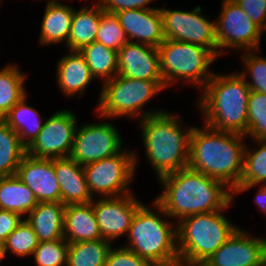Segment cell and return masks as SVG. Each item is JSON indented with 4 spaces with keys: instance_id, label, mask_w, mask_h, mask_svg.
Returning <instances> with one entry per match:
<instances>
[{
    "instance_id": "cell-33",
    "label": "cell",
    "mask_w": 266,
    "mask_h": 266,
    "mask_svg": "<svg viewBox=\"0 0 266 266\" xmlns=\"http://www.w3.org/2000/svg\"><path fill=\"white\" fill-rule=\"evenodd\" d=\"M96 42L117 52L128 42L125 31L115 14L106 13L105 11L102 13Z\"/></svg>"
},
{
    "instance_id": "cell-41",
    "label": "cell",
    "mask_w": 266,
    "mask_h": 266,
    "mask_svg": "<svg viewBox=\"0 0 266 266\" xmlns=\"http://www.w3.org/2000/svg\"><path fill=\"white\" fill-rule=\"evenodd\" d=\"M255 202L262 209L263 212H266V185L261 186L260 190L257 191Z\"/></svg>"
},
{
    "instance_id": "cell-4",
    "label": "cell",
    "mask_w": 266,
    "mask_h": 266,
    "mask_svg": "<svg viewBox=\"0 0 266 266\" xmlns=\"http://www.w3.org/2000/svg\"><path fill=\"white\" fill-rule=\"evenodd\" d=\"M142 114L145 150L157 176L160 178L188 167L192 127L182 131L178 117L167 112L148 111Z\"/></svg>"
},
{
    "instance_id": "cell-8",
    "label": "cell",
    "mask_w": 266,
    "mask_h": 266,
    "mask_svg": "<svg viewBox=\"0 0 266 266\" xmlns=\"http://www.w3.org/2000/svg\"><path fill=\"white\" fill-rule=\"evenodd\" d=\"M164 81L132 79L116 75L104 81L98 112L101 116H135L151 97L165 89Z\"/></svg>"
},
{
    "instance_id": "cell-18",
    "label": "cell",
    "mask_w": 266,
    "mask_h": 266,
    "mask_svg": "<svg viewBox=\"0 0 266 266\" xmlns=\"http://www.w3.org/2000/svg\"><path fill=\"white\" fill-rule=\"evenodd\" d=\"M114 14L128 41L137 38L139 43L158 47L165 40L160 9L150 7V9L123 10Z\"/></svg>"
},
{
    "instance_id": "cell-14",
    "label": "cell",
    "mask_w": 266,
    "mask_h": 266,
    "mask_svg": "<svg viewBox=\"0 0 266 266\" xmlns=\"http://www.w3.org/2000/svg\"><path fill=\"white\" fill-rule=\"evenodd\" d=\"M92 201L93 210L104 240L111 241L128 233L137 210L143 205L131 194Z\"/></svg>"
},
{
    "instance_id": "cell-31",
    "label": "cell",
    "mask_w": 266,
    "mask_h": 266,
    "mask_svg": "<svg viewBox=\"0 0 266 266\" xmlns=\"http://www.w3.org/2000/svg\"><path fill=\"white\" fill-rule=\"evenodd\" d=\"M257 141L261 143L258 151L253 153L245 147L241 180L233 194L248 190L259 183L266 184V140Z\"/></svg>"
},
{
    "instance_id": "cell-5",
    "label": "cell",
    "mask_w": 266,
    "mask_h": 266,
    "mask_svg": "<svg viewBox=\"0 0 266 266\" xmlns=\"http://www.w3.org/2000/svg\"><path fill=\"white\" fill-rule=\"evenodd\" d=\"M220 211L199 213L181 219L177 228V248L181 264L205 263L235 232Z\"/></svg>"
},
{
    "instance_id": "cell-34",
    "label": "cell",
    "mask_w": 266,
    "mask_h": 266,
    "mask_svg": "<svg viewBox=\"0 0 266 266\" xmlns=\"http://www.w3.org/2000/svg\"><path fill=\"white\" fill-rule=\"evenodd\" d=\"M5 249L15 255H33L34 250L39 245V240L32 226L25 219L7 237L4 242Z\"/></svg>"
},
{
    "instance_id": "cell-43",
    "label": "cell",
    "mask_w": 266,
    "mask_h": 266,
    "mask_svg": "<svg viewBox=\"0 0 266 266\" xmlns=\"http://www.w3.org/2000/svg\"><path fill=\"white\" fill-rule=\"evenodd\" d=\"M171 266H186V265L185 264L178 263V264L171 265ZM187 266H192V265H187Z\"/></svg>"
},
{
    "instance_id": "cell-6",
    "label": "cell",
    "mask_w": 266,
    "mask_h": 266,
    "mask_svg": "<svg viewBox=\"0 0 266 266\" xmlns=\"http://www.w3.org/2000/svg\"><path fill=\"white\" fill-rule=\"evenodd\" d=\"M142 205L129 228V244L125 248L148 260L153 266L180 263L177 248V229Z\"/></svg>"
},
{
    "instance_id": "cell-29",
    "label": "cell",
    "mask_w": 266,
    "mask_h": 266,
    "mask_svg": "<svg viewBox=\"0 0 266 266\" xmlns=\"http://www.w3.org/2000/svg\"><path fill=\"white\" fill-rule=\"evenodd\" d=\"M79 52L84 56L93 77H105V81H109L118 75L117 51L95 41ZM112 73L115 75L111 76Z\"/></svg>"
},
{
    "instance_id": "cell-17",
    "label": "cell",
    "mask_w": 266,
    "mask_h": 266,
    "mask_svg": "<svg viewBox=\"0 0 266 266\" xmlns=\"http://www.w3.org/2000/svg\"><path fill=\"white\" fill-rule=\"evenodd\" d=\"M16 175L33 191L38 202H61L54 159L36 158L26 154L17 168Z\"/></svg>"
},
{
    "instance_id": "cell-25",
    "label": "cell",
    "mask_w": 266,
    "mask_h": 266,
    "mask_svg": "<svg viewBox=\"0 0 266 266\" xmlns=\"http://www.w3.org/2000/svg\"><path fill=\"white\" fill-rule=\"evenodd\" d=\"M74 10L59 2H48L41 25V44L68 43Z\"/></svg>"
},
{
    "instance_id": "cell-23",
    "label": "cell",
    "mask_w": 266,
    "mask_h": 266,
    "mask_svg": "<svg viewBox=\"0 0 266 266\" xmlns=\"http://www.w3.org/2000/svg\"><path fill=\"white\" fill-rule=\"evenodd\" d=\"M103 12L101 3L93 8L83 7L79 11L74 10L67 43L69 51H79L96 41Z\"/></svg>"
},
{
    "instance_id": "cell-26",
    "label": "cell",
    "mask_w": 266,
    "mask_h": 266,
    "mask_svg": "<svg viewBox=\"0 0 266 266\" xmlns=\"http://www.w3.org/2000/svg\"><path fill=\"white\" fill-rule=\"evenodd\" d=\"M38 115L34 108L26 104L24 96L5 116L4 122L18 134L26 148L34 142L43 129L44 124H41Z\"/></svg>"
},
{
    "instance_id": "cell-21",
    "label": "cell",
    "mask_w": 266,
    "mask_h": 266,
    "mask_svg": "<svg viewBox=\"0 0 266 266\" xmlns=\"http://www.w3.org/2000/svg\"><path fill=\"white\" fill-rule=\"evenodd\" d=\"M64 211L62 202H39L25 221L32 226L39 242L64 239Z\"/></svg>"
},
{
    "instance_id": "cell-30",
    "label": "cell",
    "mask_w": 266,
    "mask_h": 266,
    "mask_svg": "<svg viewBox=\"0 0 266 266\" xmlns=\"http://www.w3.org/2000/svg\"><path fill=\"white\" fill-rule=\"evenodd\" d=\"M25 75L14 65L6 66L0 71V122L6 114L24 97Z\"/></svg>"
},
{
    "instance_id": "cell-36",
    "label": "cell",
    "mask_w": 266,
    "mask_h": 266,
    "mask_svg": "<svg viewBox=\"0 0 266 266\" xmlns=\"http://www.w3.org/2000/svg\"><path fill=\"white\" fill-rule=\"evenodd\" d=\"M245 67L249 70L252 82L246 81L252 91L266 94V58L255 56L252 52L243 55Z\"/></svg>"
},
{
    "instance_id": "cell-24",
    "label": "cell",
    "mask_w": 266,
    "mask_h": 266,
    "mask_svg": "<svg viewBox=\"0 0 266 266\" xmlns=\"http://www.w3.org/2000/svg\"><path fill=\"white\" fill-rule=\"evenodd\" d=\"M33 191L14 174L0 177V209L19 214L30 213L38 204Z\"/></svg>"
},
{
    "instance_id": "cell-10",
    "label": "cell",
    "mask_w": 266,
    "mask_h": 266,
    "mask_svg": "<svg viewBox=\"0 0 266 266\" xmlns=\"http://www.w3.org/2000/svg\"><path fill=\"white\" fill-rule=\"evenodd\" d=\"M160 11L165 39L189 42L210 49L217 57L222 55L223 52L217 51L215 24L200 15L199 6L192 12L168 9Z\"/></svg>"
},
{
    "instance_id": "cell-42",
    "label": "cell",
    "mask_w": 266,
    "mask_h": 266,
    "mask_svg": "<svg viewBox=\"0 0 266 266\" xmlns=\"http://www.w3.org/2000/svg\"><path fill=\"white\" fill-rule=\"evenodd\" d=\"M6 252L4 243L0 242V261L5 257Z\"/></svg>"
},
{
    "instance_id": "cell-15",
    "label": "cell",
    "mask_w": 266,
    "mask_h": 266,
    "mask_svg": "<svg viewBox=\"0 0 266 266\" xmlns=\"http://www.w3.org/2000/svg\"><path fill=\"white\" fill-rule=\"evenodd\" d=\"M206 266H266V239L250 238L241 229L204 263Z\"/></svg>"
},
{
    "instance_id": "cell-7",
    "label": "cell",
    "mask_w": 266,
    "mask_h": 266,
    "mask_svg": "<svg viewBox=\"0 0 266 266\" xmlns=\"http://www.w3.org/2000/svg\"><path fill=\"white\" fill-rule=\"evenodd\" d=\"M160 73L165 87L176 80L193 81L197 86L214 75L208 66L218 58L210 49L189 42L165 39L158 47Z\"/></svg>"
},
{
    "instance_id": "cell-40",
    "label": "cell",
    "mask_w": 266,
    "mask_h": 266,
    "mask_svg": "<svg viewBox=\"0 0 266 266\" xmlns=\"http://www.w3.org/2000/svg\"><path fill=\"white\" fill-rule=\"evenodd\" d=\"M17 213L0 209V242L4 243L7 237L23 221Z\"/></svg>"
},
{
    "instance_id": "cell-38",
    "label": "cell",
    "mask_w": 266,
    "mask_h": 266,
    "mask_svg": "<svg viewBox=\"0 0 266 266\" xmlns=\"http://www.w3.org/2000/svg\"><path fill=\"white\" fill-rule=\"evenodd\" d=\"M262 30H266V0H233Z\"/></svg>"
},
{
    "instance_id": "cell-28",
    "label": "cell",
    "mask_w": 266,
    "mask_h": 266,
    "mask_svg": "<svg viewBox=\"0 0 266 266\" xmlns=\"http://www.w3.org/2000/svg\"><path fill=\"white\" fill-rule=\"evenodd\" d=\"M111 248L103 238L69 244L67 266H106Z\"/></svg>"
},
{
    "instance_id": "cell-32",
    "label": "cell",
    "mask_w": 266,
    "mask_h": 266,
    "mask_svg": "<svg viewBox=\"0 0 266 266\" xmlns=\"http://www.w3.org/2000/svg\"><path fill=\"white\" fill-rule=\"evenodd\" d=\"M255 140H266V94L252 91L248 98L247 133Z\"/></svg>"
},
{
    "instance_id": "cell-44",
    "label": "cell",
    "mask_w": 266,
    "mask_h": 266,
    "mask_svg": "<svg viewBox=\"0 0 266 266\" xmlns=\"http://www.w3.org/2000/svg\"><path fill=\"white\" fill-rule=\"evenodd\" d=\"M197 266H206V265L203 263V264H199V265H197Z\"/></svg>"
},
{
    "instance_id": "cell-39",
    "label": "cell",
    "mask_w": 266,
    "mask_h": 266,
    "mask_svg": "<svg viewBox=\"0 0 266 266\" xmlns=\"http://www.w3.org/2000/svg\"><path fill=\"white\" fill-rule=\"evenodd\" d=\"M154 0H100L103 10L106 13L114 14L123 10L150 9L146 4Z\"/></svg>"
},
{
    "instance_id": "cell-12",
    "label": "cell",
    "mask_w": 266,
    "mask_h": 266,
    "mask_svg": "<svg viewBox=\"0 0 266 266\" xmlns=\"http://www.w3.org/2000/svg\"><path fill=\"white\" fill-rule=\"evenodd\" d=\"M121 142L119 133L112 124H85L76 130L69 157L85 166L118 154Z\"/></svg>"
},
{
    "instance_id": "cell-1",
    "label": "cell",
    "mask_w": 266,
    "mask_h": 266,
    "mask_svg": "<svg viewBox=\"0 0 266 266\" xmlns=\"http://www.w3.org/2000/svg\"><path fill=\"white\" fill-rule=\"evenodd\" d=\"M159 179L164 191L155 200V209L164 216L177 217L179 221L191 215L227 208L233 199V191H225L227 185L223 181L189 167Z\"/></svg>"
},
{
    "instance_id": "cell-20",
    "label": "cell",
    "mask_w": 266,
    "mask_h": 266,
    "mask_svg": "<svg viewBox=\"0 0 266 266\" xmlns=\"http://www.w3.org/2000/svg\"><path fill=\"white\" fill-rule=\"evenodd\" d=\"M64 239L69 244L102 239L92 202L65 205Z\"/></svg>"
},
{
    "instance_id": "cell-27",
    "label": "cell",
    "mask_w": 266,
    "mask_h": 266,
    "mask_svg": "<svg viewBox=\"0 0 266 266\" xmlns=\"http://www.w3.org/2000/svg\"><path fill=\"white\" fill-rule=\"evenodd\" d=\"M27 154L18 134L4 121L0 122V177L14 175Z\"/></svg>"
},
{
    "instance_id": "cell-9",
    "label": "cell",
    "mask_w": 266,
    "mask_h": 266,
    "mask_svg": "<svg viewBox=\"0 0 266 266\" xmlns=\"http://www.w3.org/2000/svg\"><path fill=\"white\" fill-rule=\"evenodd\" d=\"M136 160L134 153L121 150L111 157L83 166L90 194L100 193L104 198L130 194L126 189L133 178Z\"/></svg>"
},
{
    "instance_id": "cell-16",
    "label": "cell",
    "mask_w": 266,
    "mask_h": 266,
    "mask_svg": "<svg viewBox=\"0 0 266 266\" xmlns=\"http://www.w3.org/2000/svg\"><path fill=\"white\" fill-rule=\"evenodd\" d=\"M118 75L139 80L164 81L158 48L128 41L117 52Z\"/></svg>"
},
{
    "instance_id": "cell-22",
    "label": "cell",
    "mask_w": 266,
    "mask_h": 266,
    "mask_svg": "<svg viewBox=\"0 0 266 266\" xmlns=\"http://www.w3.org/2000/svg\"><path fill=\"white\" fill-rule=\"evenodd\" d=\"M57 68L59 87L68 96L76 92H81L82 95L85 87L94 78L84 56L79 51H72L70 55L61 58Z\"/></svg>"
},
{
    "instance_id": "cell-3",
    "label": "cell",
    "mask_w": 266,
    "mask_h": 266,
    "mask_svg": "<svg viewBox=\"0 0 266 266\" xmlns=\"http://www.w3.org/2000/svg\"><path fill=\"white\" fill-rule=\"evenodd\" d=\"M245 75L246 73L214 74L207 82L199 101V108L206 115L207 126L246 136L251 89L246 83Z\"/></svg>"
},
{
    "instance_id": "cell-2",
    "label": "cell",
    "mask_w": 266,
    "mask_h": 266,
    "mask_svg": "<svg viewBox=\"0 0 266 266\" xmlns=\"http://www.w3.org/2000/svg\"><path fill=\"white\" fill-rule=\"evenodd\" d=\"M244 135L192 127L188 167L223 181L232 191L239 185L244 162ZM241 140V141H240Z\"/></svg>"
},
{
    "instance_id": "cell-19",
    "label": "cell",
    "mask_w": 266,
    "mask_h": 266,
    "mask_svg": "<svg viewBox=\"0 0 266 266\" xmlns=\"http://www.w3.org/2000/svg\"><path fill=\"white\" fill-rule=\"evenodd\" d=\"M54 171L64 205L86 204L93 201L90 194L83 166L70 157L54 159Z\"/></svg>"
},
{
    "instance_id": "cell-35",
    "label": "cell",
    "mask_w": 266,
    "mask_h": 266,
    "mask_svg": "<svg viewBox=\"0 0 266 266\" xmlns=\"http://www.w3.org/2000/svg\"><path fill=\"white\" fill-rule=\"evenodd\" d=\"M68 247L65 239L39 242L33 256L38 266H67Z\"/></svg>"
},
{
    "instance_id": "cell-13",
    "label": "cell",
    "mask_w": 266,
    "mask_h": 266,
    "mask_svg": "<svg viewBox=\"0 0 266 266\" xmlns=\"http://www.w3.org/2000/svg\"><path fill=\"white\" fill-rule=\"evenodd\" d=\"M218 49L231 47L258 50L261 32L241 7L233 0H223L222 12L215 23Z\"/></svg>"
},
{
    "instance_id": "cell-11",
    "label": "cell",
    "mask_w": 266,
    "mask_h": 266,
    "mask_svg": "<svg viewBox=\"0 0 266 266\" xmlns=\"http://www.w3.org/2000/svg\"><path fill=\"white\" fill-rule=\"evenodd\" d=\"M71 111L56 112L44 122L43 129L27 147V154L36 158L56 159L70 156L77 128Z\"/></svg>"
},
{
    "instance_id": "cell-37",
    "label": "cell",
    "mask_w": 266,
    "mask_h": 266,
    "mask_svg": "<svg viewBox=\"0 0 266 266\" xmlns=\"http://www.w3.org/2000/svg\"><path fill=\"white\" fill-rule=\"evenodd\" d=\"M106 266H153L148 260L133 251L120 247L109 251Z\"/></svg>"
}]
</instances>
